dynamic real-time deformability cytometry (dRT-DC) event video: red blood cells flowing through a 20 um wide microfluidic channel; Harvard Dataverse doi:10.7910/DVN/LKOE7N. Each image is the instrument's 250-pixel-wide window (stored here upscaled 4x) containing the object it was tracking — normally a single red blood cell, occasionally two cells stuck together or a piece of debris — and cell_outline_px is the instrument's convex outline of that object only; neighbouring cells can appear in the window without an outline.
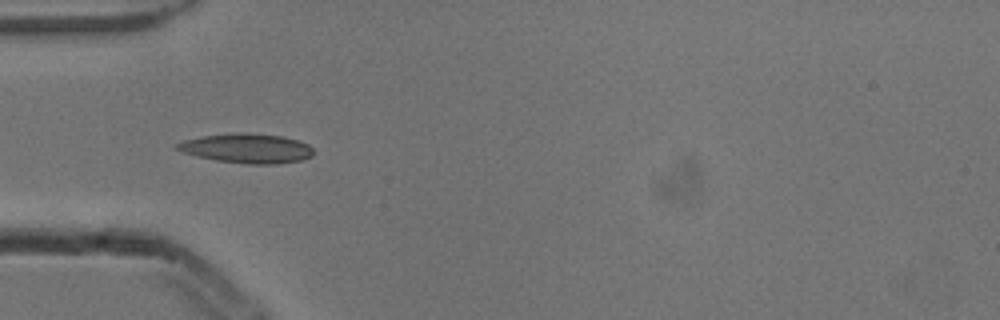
{"species": "common noctule bat (a hibernating species)", "species_latin": "Nyctalus noctula", "temperature_condition": "cold", "stored_images_in_passage": 5, "camera_frame_rate_fps": 3000, "um_per_image_px": 0.085, "animal": {"sex": "male", "body_mass_g": 13.3}, "frame": {"image": 1, "passage_image": 5, "time_ms": 1.333, "image_size_px": [1000, 320], "cell_outline_px": [[316, 152], [312, 156], [304, 160], [276, 164], [248, 164], [216, 160], [196, 156], [184, 152], [176, 148], [176, 144], [184, 140], [200, 136], [244, 132], [280, 136], [296, 140], [308, 144]], "centroid_in_image_um": [21.02, 12.61], "position_along_channel_um": 64.0, "area_um2": 23.41}}